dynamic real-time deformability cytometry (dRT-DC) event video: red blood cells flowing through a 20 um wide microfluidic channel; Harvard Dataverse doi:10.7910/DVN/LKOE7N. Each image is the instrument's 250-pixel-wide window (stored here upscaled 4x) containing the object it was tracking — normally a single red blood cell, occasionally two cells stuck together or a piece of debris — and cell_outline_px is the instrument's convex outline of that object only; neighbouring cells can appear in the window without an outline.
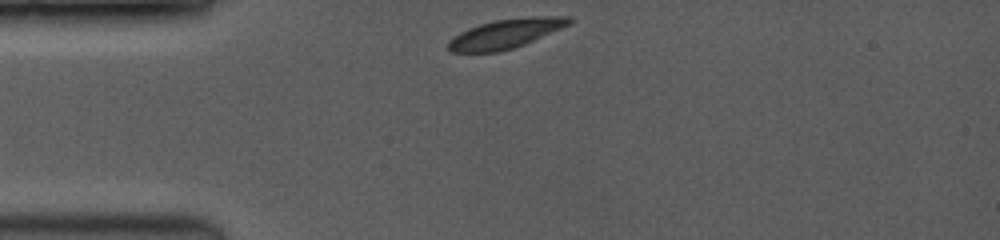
{"species": "common noctule bat (a hibernating species)", "species_latin": "Nyctalus noctula", "temperature_condition": "room temperature", "stored_images_in_passage": 23, "camera_frame_rate_fps": 3500, "um_per_image_px": 0.085, "animal": {"sex": "female", "body_mass_g": 19.0, "forearm_length_mm": 53.3}, "frame": {"image": 1, "passage_image": 1, "time_ms": 0.0, "image_size_px": [1000, 240], "cell_outline_px": [[572, 24], [524, 44], [512, 48], [496, 52], [452, 52], [448, 48], [448, 40], [452, 36], [468, 28], [480, 24], [496, 20], [532, 16], [572, 16]], "centroid_in_image_um": [43.0, 2.85], "position_along_channel_um": 42.0, "area_um2": 20.63}}
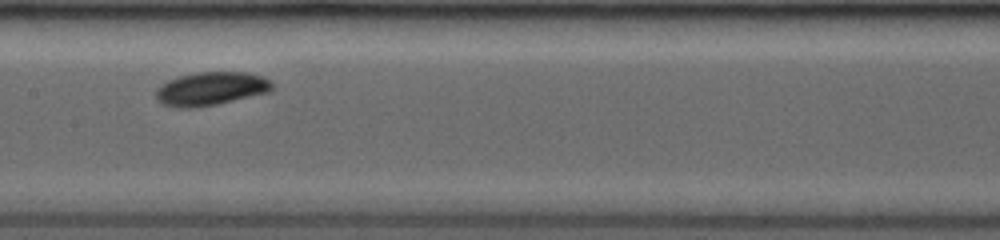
{"frame": {"image": 2, "passage_image": 14, "time_ms": 4.286, "image_size_px": [1000, 240], "cell_outline_px": [[272, 88], [268, 92], [216, 104], [192, 108], [176, 108], [164, 104], [156, 96], [156, 88], [160, 84], [168, 80], [180, 76], [196, 72], [248, 72], [264, 76], [272, 84]], "centroid_in_image_um": [17.91, 7.53], "position_along_channel_um": 189.5, "area_um2": 22.48}}
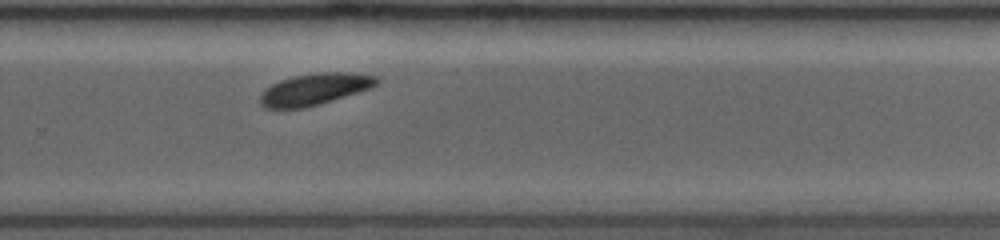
{"frame": {"image": 3, "passage_image": 23, "time_ms": 7.143, "image_size_px": [1000, 240], "cell_outline_px": [[380, 80], [376, 84], [368, 88], [320, 104], [304, 108], [264, 108], [260, 104], [260, 96], [272, 84], [280, 80], [292, 76], [320, 72], [352, 72], [380, 76]], "centroid_in_image_um": [26.75, 7.56], "position_along_channel_um": 303.0, "area_um2": 21.27}}